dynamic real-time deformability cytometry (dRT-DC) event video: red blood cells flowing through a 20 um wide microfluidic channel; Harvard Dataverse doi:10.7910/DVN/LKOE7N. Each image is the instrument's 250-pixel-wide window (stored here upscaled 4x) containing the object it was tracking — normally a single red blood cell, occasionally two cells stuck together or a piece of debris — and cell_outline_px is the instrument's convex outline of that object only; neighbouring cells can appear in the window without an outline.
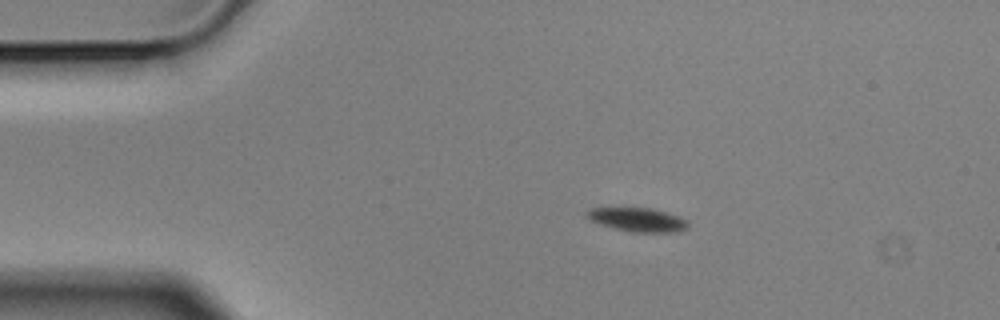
{"species": "Egyptian fruit bat (a non-hibernating species)", "species_latin": "Rousettus aegyptiacus", "temperature_condition": "cold", "stored_images_in_passage": 7, "camera_frame_rate_fps": 3000, "um_per_image_px": 0.085, "animal": {"sex": "male"}, "frame": {"image": 1, "passage_image": 2, "time_ms": 0.333, "image_size_px": [1000, 320], "cell_outline_px": [[688, 228], [680, 232], [632, 232], [600, 224], [588, 220], [584, 216], [584, 212], [592, 208], [652, 208], [680, 216], [688, 220]], "centroid_in_image_um": [54.21, 18.67], "position_along_channel_um": 30.8, "area_um2": 14.22}}
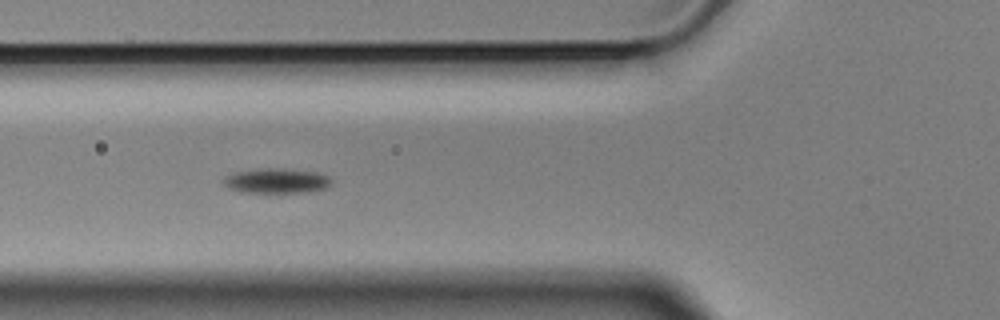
{"frame": {"image": 2, "passage_image": 5, "time_ms": 1.333, "image_size_px": [1000, 320], "cell_outline_px": [[332, 180], [328, 188], [300, 192], [248, 192], [228, 188], [224, 184], [224, 176], [232, 172], [256, 168], [280, 168], [320, 172], [328, 176]], "centroid_in_image_um": [23.5, 15.34], "position_along_channel_um": 102.3, "area_um2": 15.72}}
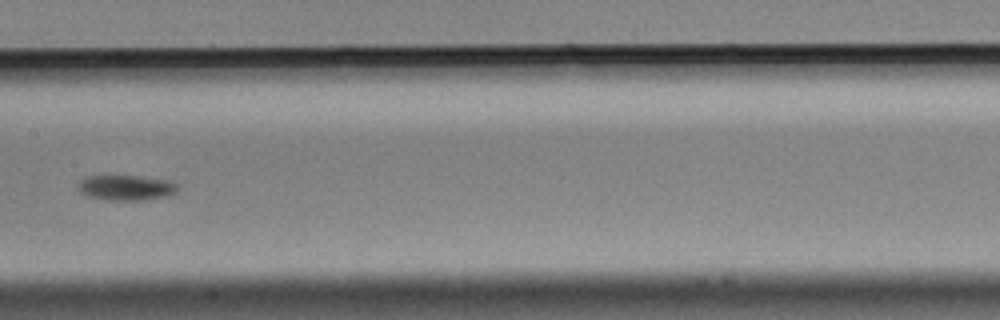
{"frame": {"image": 3, "passage_image": 7, "time_ms": 2.0, "image_size_px": [1000, 320], "cell_outline_px": [[180, 188], [176, 192], [168, 196], [144, 200], [108, 200], [84, 196], [76, 188], [76, 184], [84, 176], [140, 176], [172, 180], [180, 184]], "centroid_in_image_um": [10.73, 15.95], "position_along_channel_um": 196.7, "area_um2": 15.2}}